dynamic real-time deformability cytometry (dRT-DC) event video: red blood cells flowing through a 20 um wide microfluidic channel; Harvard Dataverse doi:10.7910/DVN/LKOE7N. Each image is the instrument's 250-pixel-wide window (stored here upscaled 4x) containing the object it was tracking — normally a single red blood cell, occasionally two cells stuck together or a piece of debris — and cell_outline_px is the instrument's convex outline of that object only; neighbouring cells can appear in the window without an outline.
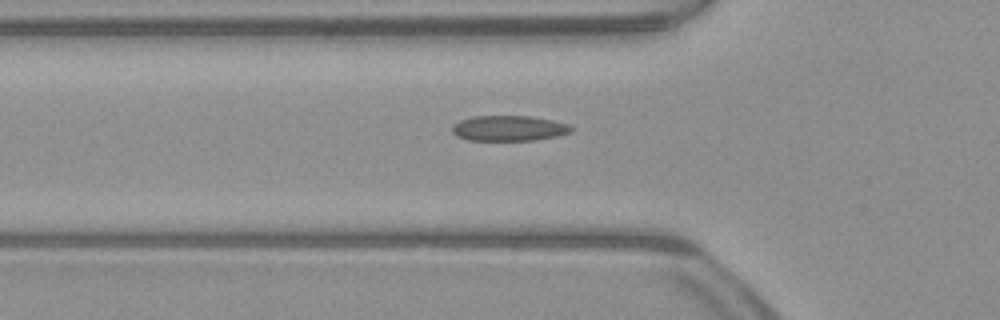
{"species": "common noctule bat (a hibernating species)", "species_latin": "Nyctalus noctula", "temperature_condition": "warm", "stored_images_in_passage": 36, "camera_frame_rate_fps": 3000, "um_per_image_px": 0.085, "animal": {"sex": "male", "body_mass_g": 23.1, "forearm_length_mm": 52.7}, "frame": {"image": 1, "passage_image": 8, "time_ms": 2.333, "image_size_px": [1000, 320], "cell_outline_px": [[572, 132], [556, 136], [536, 140], [468, 140], [456, 136], [452, 132], [452, 124], [460, 120], [476, 116], [532, 116], [552, 120], [568, 124], [572, 128]], "centroid_in_image_um": [43.24, 10.9], "position_along_channel_um": 82.6, "area_um2": 17.63}}
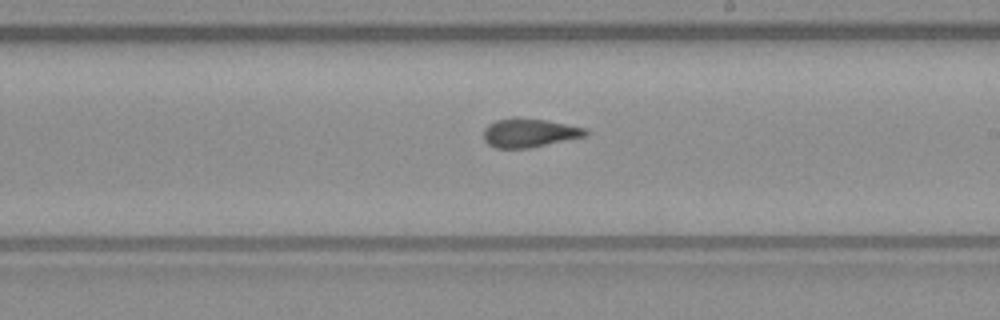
{"frame": {"image": 2, "passage_image": 20, "time_ms": 6.333, "image_size_px": [1000, 320], "cell_outline_px": [[588, 136], [528, 148], [496, 148], [488, 144], [484, 140], [484, 128], [488, 124], [496, 120], [516, 116], [544, 120], [588, 128]], "centroid_in_image_um": [45.0, 11.28], "position_along_channel_um": 244.0, "area_um2": 17.28}}
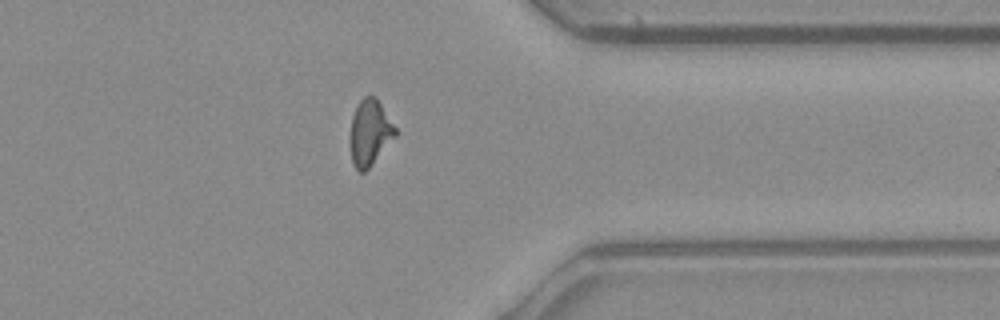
{"frame": {"image": 3, "passage_image": 31, "time_ms": 10.0, "image_size_px": [1000, 320], "cell_outline_px": [[396, 136], [368, 168], [364, 172], [360, 172], [352, 164], [348, 140], [352, 116], [360, 100], [364, 96], [376, 96], [396, 128]], "centroid_in_image_um": [31.4, 11.27], "position_along_channel_um": 380.0, "area_um2": 17.46}, "authors_computed_cell_mechanics": {"area_um2": 17.1955, "velocity_mm_per_s": 4.0144, "shape_relaxation_time_tau1_ms": null, "shape_relaxation_time_tau2_ms": 1.5042, "deformation_change_tau1": null, "deformation_change_tau2": 0.1002}}